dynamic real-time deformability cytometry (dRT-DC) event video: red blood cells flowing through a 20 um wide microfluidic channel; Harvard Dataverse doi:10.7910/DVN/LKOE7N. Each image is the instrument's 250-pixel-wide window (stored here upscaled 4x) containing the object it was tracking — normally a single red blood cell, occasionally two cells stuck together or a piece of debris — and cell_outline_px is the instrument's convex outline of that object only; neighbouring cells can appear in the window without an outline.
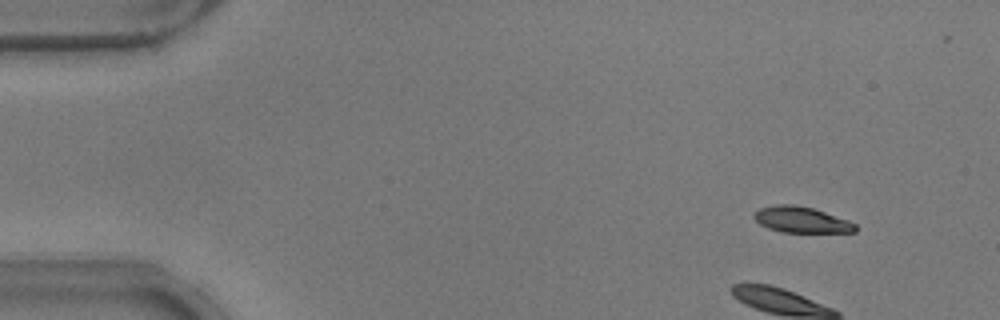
{"species": "common noctule bat (a hibernating species)", "species_latin": "Nyctalus noctula", "temperature_condition": "warm", "stored_images_in_passage": 49, "camera_frame_rate_fps": 3000, "um_per_image_px": 0.085, "animal": {"sex": "male", "body_mass_g": 17.9}, "frame": {"image": 1, "passage_image": 1, "time_ms": 0.0, "image_size_px": [1000, 320], "cell_outline_px": [[856, 232], [780, 232], [768, 228], [760, 224], [752, 216], [760, 208], [776, 204], [792, 204], [812, 208], [848, 220], [856, 224]], "centroid_in_image_um": [68.1, 18.68], "position_along_channel_um": 16.9, "area_um2": 15.2}}